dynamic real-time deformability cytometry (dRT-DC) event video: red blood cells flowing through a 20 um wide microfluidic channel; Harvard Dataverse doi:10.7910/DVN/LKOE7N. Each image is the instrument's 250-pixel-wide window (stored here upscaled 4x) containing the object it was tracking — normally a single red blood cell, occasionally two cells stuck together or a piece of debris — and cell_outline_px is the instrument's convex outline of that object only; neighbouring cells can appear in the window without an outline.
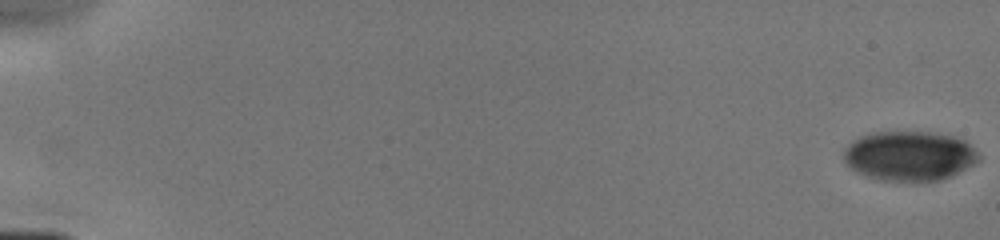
{"species": "human", "species_latin": "Homo sapiens", "temperature_condition": "cold", "stored_images_in_passage": 12, "camera_frame_rate_fps": 3000, "um_per_image_px": 0.085, "donor": {"sex": "male"}, "frame": {"image": 1, "passage_image": 1, "time_ms": 0.0, "image_size_px": [1000, 240], "cell_outline_px": [[980, 160], [940, 180], [880, 180], [856, 172], [844, 160], [844, 148], [852, 140], [860, 136], [872, 132], [928, 132], [956, 136], [964, 140], [980, 156]], "centroid_in_image_um": [77.26, 13.22], "position_along_channel_um": 7.7, "area_um2": 38.55}}
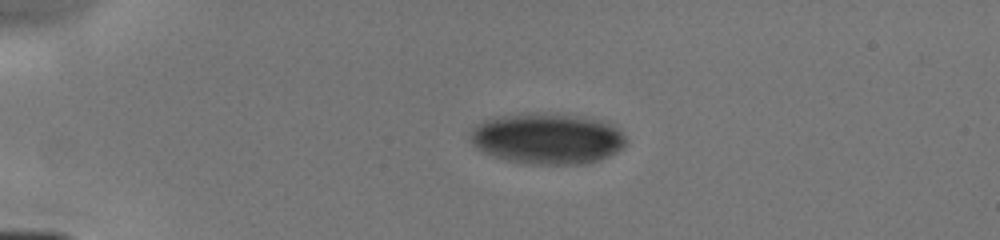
{"frame": {"image": 2, "passage_image": 8, "time_ms": 4.0, "image_size_px": [1000, 240], "cell_outline_px": [[624, 148], [600, 160], [588, 164], [528, 164], [508, 160], [484, 152], [476, 148], [468, 140], [468, 136], [472, 128], [476, 124], [484, 120], [500, 116], [528, 112], [572, 116], [604, 120], [616, 128], [624, 136]], "centroid_in_image_um": [46.48, 11.79], "position_along_channel_um": 38.5, "area_um2": 46.18}}
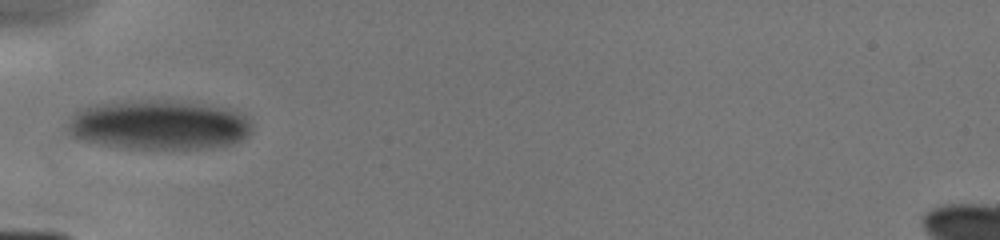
{"frame": {"image": 3, "passage_image": 11, "time_ms": 6.0, "image_size_px": [1000, 240], "cell_outline_px": [[252, 132], [248, 136], [232, 144], [212, 148], [124, 148], [100, 144], [80, 140], [72, 136], [68, 132], [68, 116], [84, 108], [96, 104], [128, 100], [168, 100], [208, 104], [224, 108], [236, 112], [244, 116], [252, 124]], "centroid_in_image_um": [13.48, 10.61], "position_along_channel_um": 71.5, "area_um2": 53.52}}